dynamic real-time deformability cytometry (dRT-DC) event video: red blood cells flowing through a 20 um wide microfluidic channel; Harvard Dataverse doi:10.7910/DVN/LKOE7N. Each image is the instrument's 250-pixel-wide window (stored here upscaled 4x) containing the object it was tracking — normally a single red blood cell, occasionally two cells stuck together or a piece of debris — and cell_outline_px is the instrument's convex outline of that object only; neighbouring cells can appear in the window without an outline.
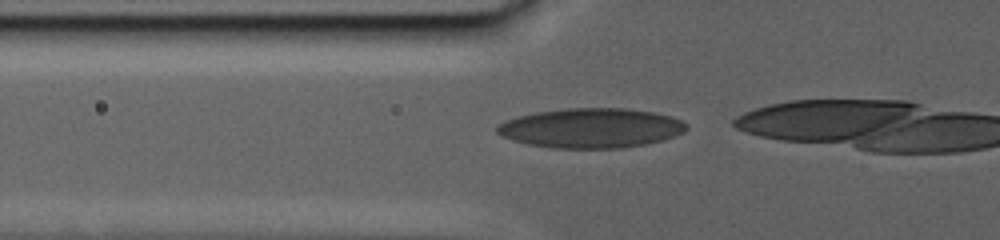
{"species": "human", "species_latin": "Homo sapiens", "temperature_condition": "warm", "stored_images_in_passage": 40, "camera_frame_rate_fps": 3000, "um_per_image_px": 0.085, "donor": {"sex": "male"}, "frame": {"image": 1, "passage_image": 30, "time_ms": 9.667, "image_size_px": [1000, 240], "cell_outline_px": [[688, 128], [684, 132], [664, 140], [644, 144], [620, 148], [552, 148], [528, 144], [512, 140], [496, 132], [496, 124], [504, 120], [516, 116], [536, 112], [568, 108], [624, 108], [652, 112], [672, 116], [688, 124]], "centroid_in_image_um": [50.22, 10.88], "position_along_channel_um": 75.6, "area_um2": 43.93}}
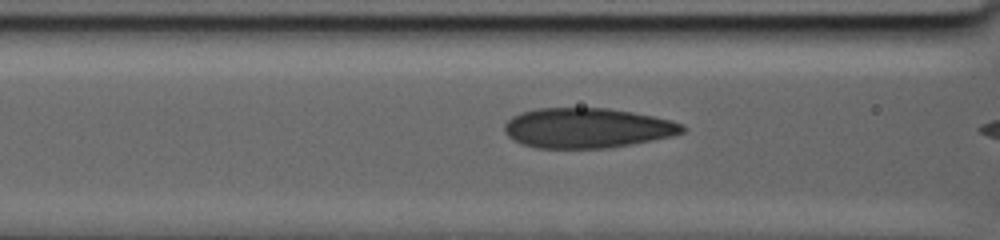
{"frame": {"image": 2, "passage_image": 36, "time_ms": 11.667, "image_size_px": [1000, 240], "cell_outline_px": [[684, 132], [672, 136], [652, 140], [608, 148], [536, 148], [512, 140], [504, 132], [504, 124], [512, 116], [520, 112], [536, 108], [608, 108], [632, 112], [672, 120], [684, 124]], "centroid_in_image_um": [49.88, 10.87], "position_along_channel_um": 116.7, "area_um2": 41.56}}